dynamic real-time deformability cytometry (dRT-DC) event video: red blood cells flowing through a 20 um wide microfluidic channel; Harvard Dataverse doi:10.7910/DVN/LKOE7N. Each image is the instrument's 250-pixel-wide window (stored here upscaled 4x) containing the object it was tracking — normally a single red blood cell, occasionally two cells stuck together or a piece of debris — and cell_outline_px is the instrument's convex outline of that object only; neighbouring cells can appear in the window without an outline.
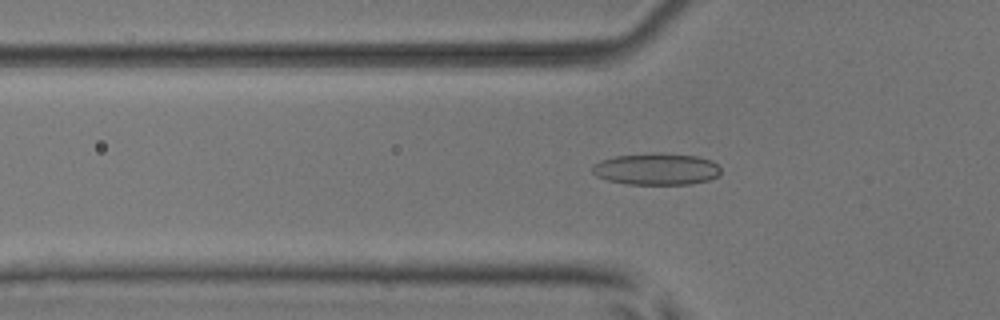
{"species": "common noctule bat (a hibernating species)", "species_latin": "Nyctalus noctula", "temperature_condition": "room temperature", "stored_images_in_passage": 53, "camera_frame_rate_fps": 3000, "um_per_image_px": 0.085, "animal": {"sex": "male", "body_mass_g": 17.9, "forearm_length_mm": 54.2}, "frame": {"image": 1, "passage_image": 18, "time_ms": 5.667, "image_size_px": [1000, 320], "cell_outline_px": [[720, 172], [716, 176], [708, 180], [692, 184], [624, 184], [608, 180], [596, 176], [592, 172], [592, 164], [600, 160], [616, 156], [652, 152], [660, 152], [696, 156], [712, 160], [720, 168]], "centroid_in_image_um": [55.76, 14.36], "position_along_channel_um": 70.0, "area_um2": 23.99}}
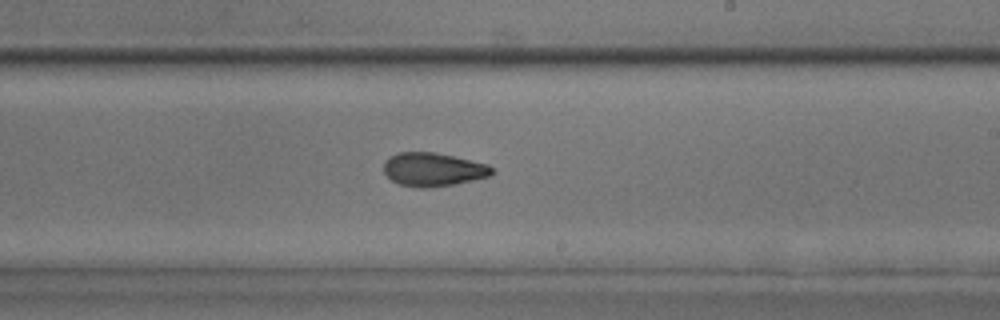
{"frame": {"image": 2, "passage_image": 32, "time_ms": 10.333, "image_size_px": [1000, 320], "cell_outline_px": [[496, 172], [492, 176], [452, 184], [428, 188], [420, 188], [400, 184], [392, 180], [384, 172], [384, 164], [388, 156], [396, 152], [436, 152], [488, 164], [496, 168]], "centroid_in_image_um": [36.86, 14.39], "position_along_channel_um": 252.1, "area_um2": 21.33}}
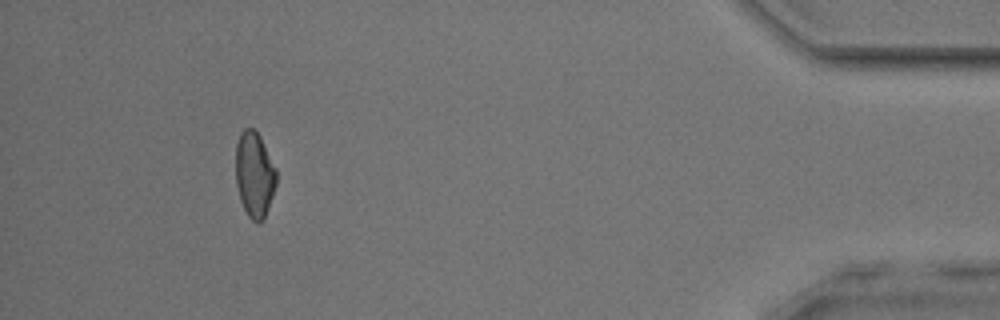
{"frame": {"image": 3, "passage_image": 49, "time_ms": 16.0, "image_size_px": [1000, 320], "cell_outline_px": [[276, 184], [264, 220], [260, 224], [256, 224], [248, 216], [240, 200], [236, 184], [236, 144], [240, 132], [244, 128], [252, 128], [260, 136], [276, 168]], "centroid_in_image_um": [21.62, 14.86], "position_along_channel_um": 413.6, "area_um2": 20.35}, "authors_computed_cell_mechanics": {"area_um2": 21.2704, "velocity_mm_per_s": 3.9179, "shape_relaxation_time_tau1_ms": 4.5445, "shape_relaxation_time_tau2_ms": 2.924, "deformation_change_tau1": 0.1249, "deformation_change_tau2": 0.0978}}